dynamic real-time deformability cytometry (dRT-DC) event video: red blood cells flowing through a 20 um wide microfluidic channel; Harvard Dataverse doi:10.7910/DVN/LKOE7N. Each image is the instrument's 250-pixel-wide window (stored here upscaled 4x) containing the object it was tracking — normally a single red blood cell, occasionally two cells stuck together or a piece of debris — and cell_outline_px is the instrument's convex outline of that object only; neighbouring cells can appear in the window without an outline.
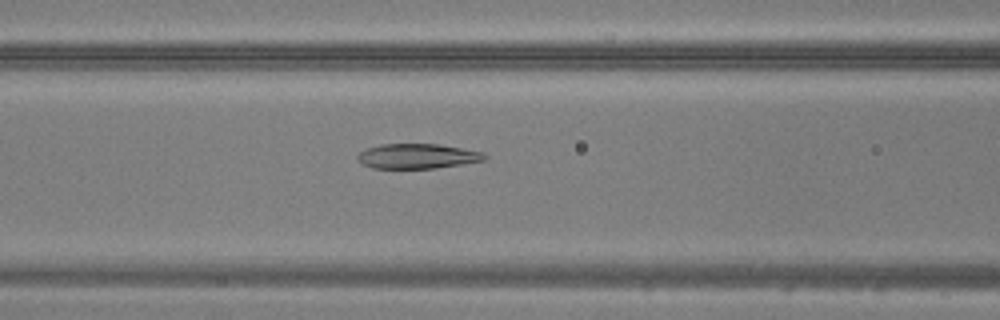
{"species": "common noctule bat (a hibernating species)", "species_latin": "Nyctalus noctula", "temperature_condition": "warm", "stored_images_in_passage": 43, "camera_frame_rate_fps": 3000, "um_per_image_px": 0.085, "animal": {"sex": "male", "body_mass_g": 20.5, "forearm_length_mm": 52.5}, "frame": {"image": 1, "passage_image": 16, "time_ms": 5.0, "image_size_px": [1000, 320], "cell_outline_px": [[488, 156], [484, 160], [436, 168], [372, 168], [356, 160], [356, 156], [364, 148], [380, 144], [440, 144], [484, 152]], "centroid_in_image_um": [35.45, 13.26], "position_along_channel_um": 131.2, "area_um2": 18.5}}
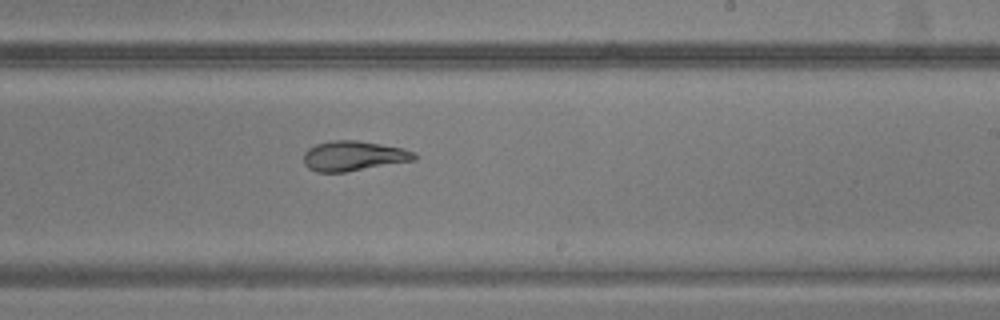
{"frame": {"image": 2, "passage_image": 25, "time_ms": 8.0, "image_size_px": [1000, 320], "cell_outline_px": [[416, 160], [344, 172], [316, 172], [308, 168], [304, 164], [304, 152], [308, 148], [316, 144], [332, 140], [356, 140], [404, 148], [416, 152]], "centroid_in_image_um": [30.05, 13.25], "position_along_channel_um": 259.0, "area_um2": 19.36}}
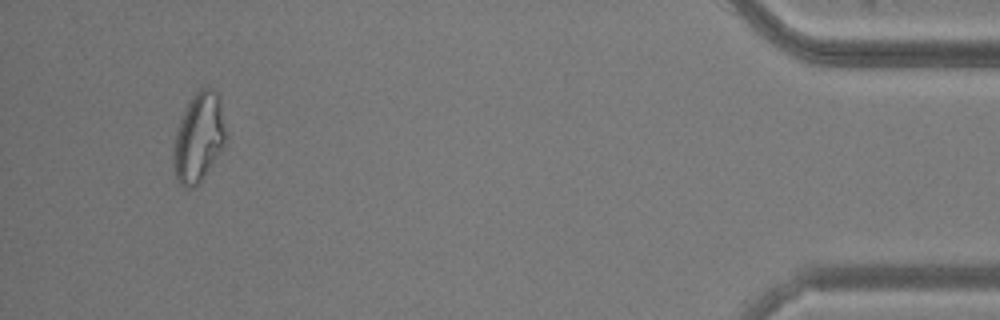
{"frame": {"image": 3, "passage_image": 41, "time_ms": 13.333, "image_size_px": [1000, 320], "cell_outline_px": [[224, 148], [204, 176], [192, 188], [184, 188], [176, 180], [172, 160], [172, 156], [176, 136], [180, 120], [192, 96], [200, 88], [212, 88], [216, 92], [220, 104], [224, 128]], "centroid_in_image_um": [16.86, 11.73], "position_along_channel_um": 418.3, "area_um2": 26.59}}